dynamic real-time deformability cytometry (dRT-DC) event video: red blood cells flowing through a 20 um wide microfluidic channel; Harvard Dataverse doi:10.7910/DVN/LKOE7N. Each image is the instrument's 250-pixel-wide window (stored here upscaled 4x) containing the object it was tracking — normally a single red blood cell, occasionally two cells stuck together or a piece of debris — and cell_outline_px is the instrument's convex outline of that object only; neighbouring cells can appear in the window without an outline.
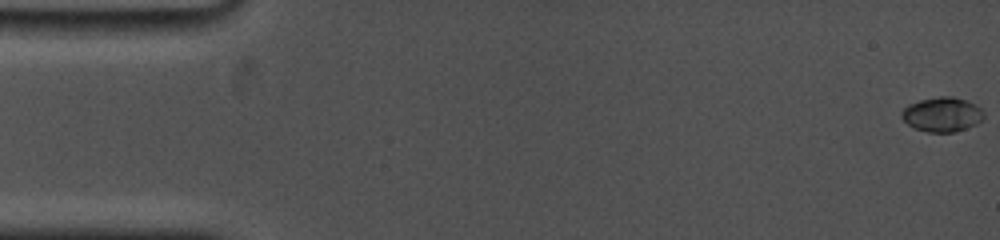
{"species": "common noctule bat (a hibernating species)", "species_latin": "Nyctalus noctula", "temperature_condition": "cold", "stored_images_in_passage": 60, "camera_frame_rate_fps": 5000, "um_per_image_px": 0.085, "animal": {"sex": "female", "body_mass_g": 19.0, "forearm_length_mm": 53.3}, "frame": {"image": 1, "passage_image": 1, "time_ms": 0.0, "image_size_px": [1000, 240], "cell_outline_px": [[984, 116], [976, 124], [952, 132], [928, 132], [916, 128], [908, 124], [900, 116], [900, 112], [908, 104], [920, 100], [940, 96], [952, 96], [964, 100], [980, 108], [984, 112]], "centroid_in_image_um": [80.04, 9.72], "position_along_channel_um": 5.0, "area_um2": 16.24}}
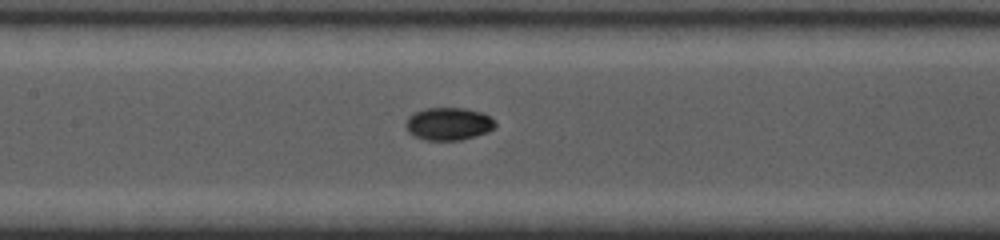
{"frame": {"image": 2, "passage_image": 32, "time_ms": 8.2, "image_size_px": [1000, 240], "cell_outline_px": [[496, 128], [488, 132], [476, 136], [460, 140], [424, 140], [412, 136], [408, 132], [404, 124], [408, 116], [412, 112], [424, 108], [464, 108], [480, 112], [496, 120]], "centroid_in_image_um": [38.09, 10.53], "position_along_channel_um": 169.3, "area_um2": 17.4}}
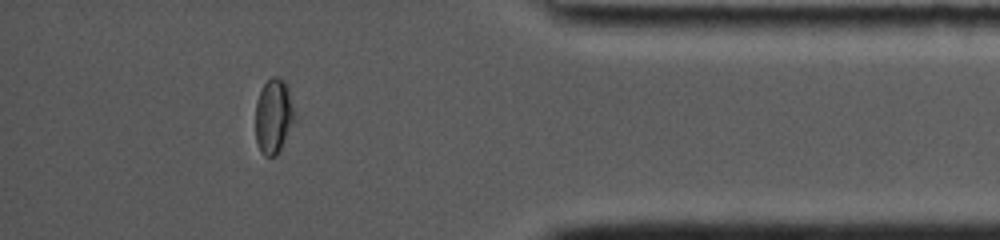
{"frame": {"image": 3, "passage_image": 57, "time_ms": 15.2, "image_size_px": [1000, 240], "cell_outline_px": [[296, 120], [276, 156], [264, 156], [260, 152], [256, 140], [256, 100], [264, 84], [272, 76], [276, 76], [284, 80], [288, 84], [296, 116]], "centroid_in_image_um": [23.28, 9.86], "position_along_channel_um": 411.9, "area_um2": 17.34}, "authors_computed_cell_mechanics": {"area_um2": 16.4441, "velocity_mm_per_s": 3.7201, "shape_relaxation_time_tau1_ms": 5.3133, "shape_relaxation_time_tau2_ms": null, "deformation_change_tau1": 0.1625, "deformation_change_tau2": null}}